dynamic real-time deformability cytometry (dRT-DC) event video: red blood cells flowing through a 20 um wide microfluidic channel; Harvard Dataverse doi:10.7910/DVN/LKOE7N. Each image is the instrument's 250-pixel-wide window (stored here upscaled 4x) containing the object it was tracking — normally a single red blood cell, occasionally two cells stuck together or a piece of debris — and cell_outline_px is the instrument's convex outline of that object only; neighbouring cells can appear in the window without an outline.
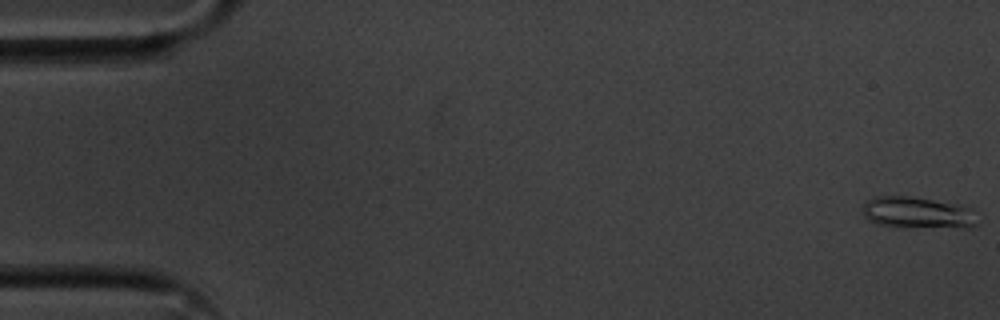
{"species": "common noctule bat (a hibernating species)", "species_latin": "Nyctalus noctula", "temperature_condition": "cold", "stored_images_in_passage": 55, "camera_frame_rate_fps": 3000, "um_per_image_px": 0.085, "animal": {"sex": "male", "body_mass_g": 20.1, "forearm_length_mm": 53.5}, "frame": {"image": 1, "passage_image": 1, "time_ms": 0.0, "image_size_px": [1000, 320], "cell_outline_px": [[976, 224], [968, 228], [896, 228], [876, 224], [868, 220], [864, 216], [864, 204], [868, 200], [876, 196], [908, 196], [960, 204], [972, 208]], "centroid_in_image_um": [77.99, 18.11], "position_along_channel_um": 7.0, "area_um2": 21.62}}
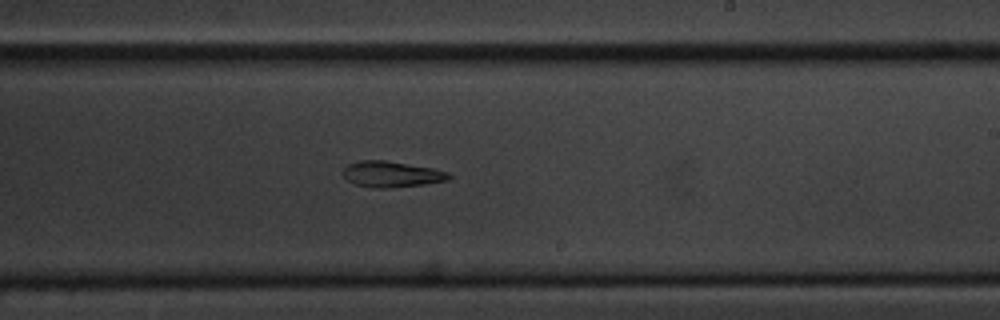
{"frame": {"image": 2, "passage_image": 33, "time_ms": 10.667, "image_size_px": [1000, 320], "cell_outline_px": [[452, 176], [448, 180], [428, 184], [388, 188], [372, 188], [356, 184], [348, 180], [344, 176], [344, 168], [348, 164], [360, 160], [384, 160], [432, 168], [448, 172]], "centroid_in_image_um": [33.3, 14.81], "position_along_channel_um": 255.7, "area_um2": 15.95}}
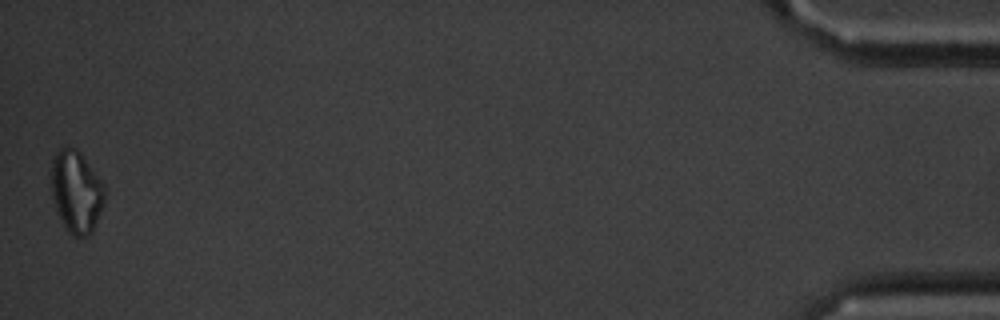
{"frame": {"image": 3, "passage_image": 55, "time_ms": 18.0, "image_size_px": [1000, 320], "cell_outline_px": [[104, 204], [92, 232], [88, 236], [72, 236], [68, 232], [56, 212], [52, 196], [52, 156], [60, 148], [76, 148], [80, 152], [104, 184]], "centroid_in_image_um": [6.48, 16.31], "position_along_channel_um": 428.7, "area_um2": 25.49}}